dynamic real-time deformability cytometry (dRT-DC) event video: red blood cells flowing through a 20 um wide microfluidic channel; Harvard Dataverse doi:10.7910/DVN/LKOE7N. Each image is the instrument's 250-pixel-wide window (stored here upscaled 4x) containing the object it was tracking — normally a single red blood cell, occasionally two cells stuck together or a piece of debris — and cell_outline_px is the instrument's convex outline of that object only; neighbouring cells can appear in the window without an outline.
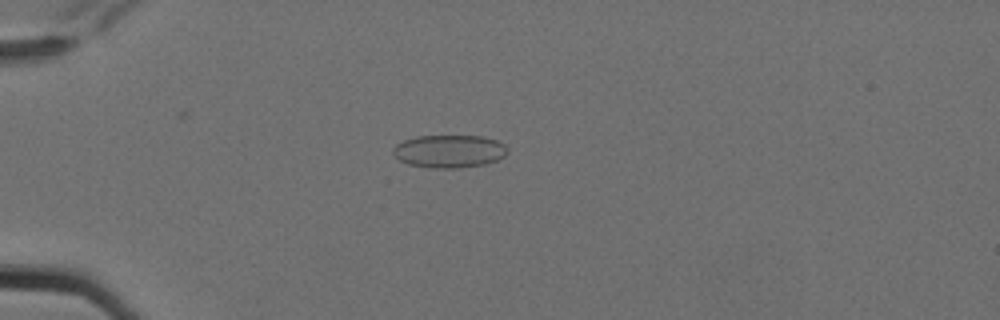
{"species": "Egyptian fruit bat (a non-hibernating species)", "species_latin": "Rousettus aegyptiacus", "temperature_condition": "cold", "stored_images_in_passage": 8, "camera_frame_rate_fps": 3000, "um_per_image_px": 0.085, "animal": {"sex": "female"}, "frame": {"image": 1, "passage_image": 5, "time_ms": 1.333, "image_size_px": [1000, 320], "cell_outline_px": [[508, 152], [504, 156], [496, 160], [484, 164], [460, 168], [428, 168], [408, 164], [400, 160], [392, 152], [392, 148], [396, 144], [404, 140], [416, 136], [480, 136], [496, 140], [504, 144], [508, 148]], "centroid_in_image_um": [38.17, 12.86], "position_along_channel_um": 46.8, "area_um2": 21.96}}
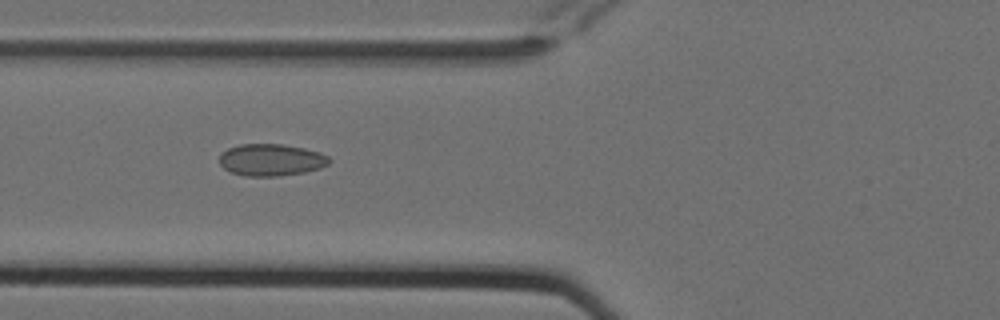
{"frame": {"image": 2, "passage_image": 7, "time_ms": 2.0, "image_size_px": [1000, 320], "cell_outline_px": [[332, 160], [328, 164], [320, 168], [304, 172], [276, 176], [244, 176], [232, 172], [224, 168], [220, 164], [220, 152], [228, 148], [240, 144], [284, 144], [304, 148], [320, 152], [328, 156]], "centroid_in_image_um": [23.05, 13.58], "position_along_channel_um": 102.8, "area_um2": 20.52}}
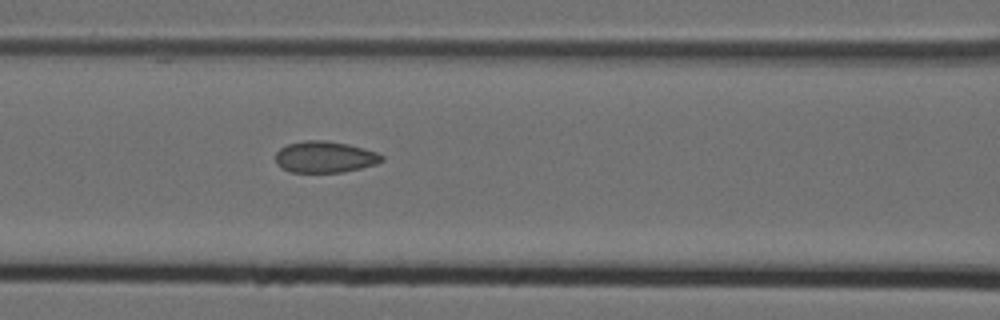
{"frame": {"image": 3, "passage_image": 8, "time_ms": 2.333, "image_size_px": [1000, 320], "cell_outline_px": [[384, 160], [376, 164], [344, 172], [292, 172], [280, 168], [276, 164], [276, 152], [280, 148], [288, 144], [304, 140], [324, 140], [348, 144], [364, 148], [376, 152], [384, 156]], "centroid_in_image_um": [27.6, 13.34], "position_along_channel_um": 139.0, "area_um2": 19.54}}